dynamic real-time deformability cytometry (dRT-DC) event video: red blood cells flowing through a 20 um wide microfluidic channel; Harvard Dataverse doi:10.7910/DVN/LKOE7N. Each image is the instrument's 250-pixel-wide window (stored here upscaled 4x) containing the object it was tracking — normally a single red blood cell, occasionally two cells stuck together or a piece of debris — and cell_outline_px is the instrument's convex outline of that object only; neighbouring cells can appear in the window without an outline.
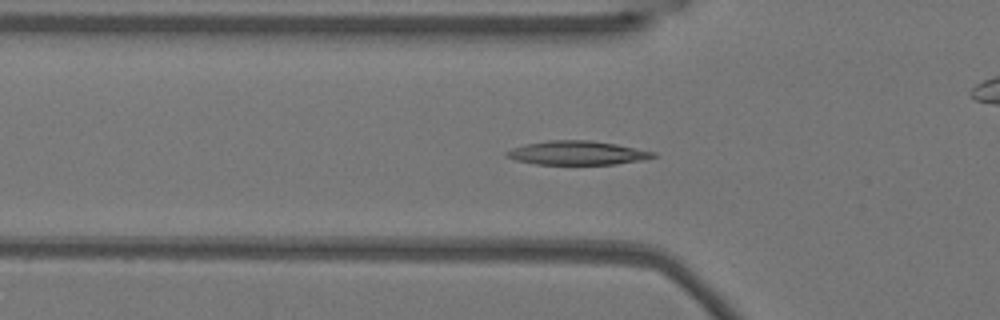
{"species": "Egyptian fruit bat (a non-hibernating species)", "species_latin": "Rousettus aegyptiacus", "temperature_condition": "warm", "stored_images_in_passage": 55, "camera_frame_rate_fps": 3000, "um_per_image_px": 0.085, "animal": {"sex": "female"}, "frame": {"image": 1, "passage_image": 18, "time_ms": 5.667, "image_size_px": [1000, 320], "cell_outline_px": [[656, 156], [648, 160], [616, 164], [536, 164], [516, 160], [504, 156], [504, 152], [512, 148], [524, 144], [548, 140], [588, 140], [616, 144], [656, 152]], "centroid_in_image_um": [49.07, 13.0], "position_along_channel_um": 76.7, "area_um2": 20.58}}
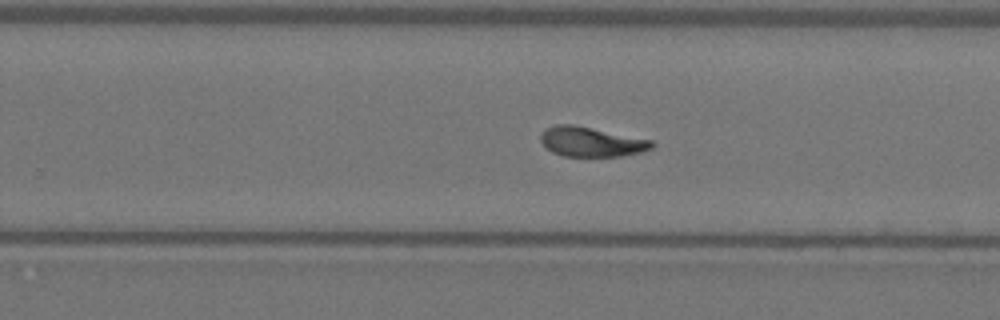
{"frame": {"image": 2, "passage_image": 34, "time_ms": 11.0, "image_size_px": [1000, 320], "cell_outline_px": [[656, 144], [652, 148], [640, 152], [620, 156], [564, 156], [552, 152], [544, 148], [540, 140], [540, 132], [544, 128], [556, 124], [572, 124], [652, 140]], "centroid_in_image_um": [50.2, 12.05], "position_along_channel_um": 279.6, "area_um2": 19.36}}
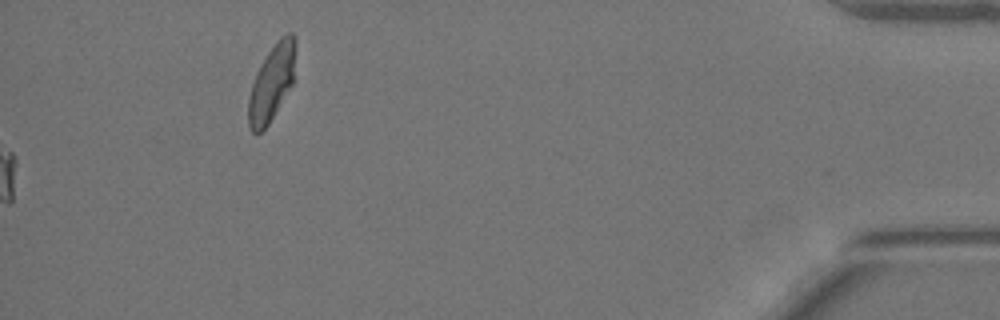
{"frame": {"image": 3, "passage_image": 55, "time_ms": 18.0, "image_size_px": [1000, 320], "cell_outline_px": [[296, 44], [292, 84], [268, 124], [256, 136], [252, 132], [248, 124], [248, 96], [256, 72], [268, 52], [276, 40], [280, 36], [288, 32], [292, 32], [296, 40]], "centroid_in_image_um": [23.08, 7.01], "position_along_channel_um": 412.1, "area_um2": 20.81}, "authors_computed_cell_mechanics": {"area_um2": 19.5942, "velocity_mm_per_s": 3.789, "shape_relaxation_time_tau1_ms": 6.8361, "shape_relaxation_time_tau2_ms": 3.1052, "deformation_change_tau1": 0.2301, "deformation_change_tau2": 0.0541}}